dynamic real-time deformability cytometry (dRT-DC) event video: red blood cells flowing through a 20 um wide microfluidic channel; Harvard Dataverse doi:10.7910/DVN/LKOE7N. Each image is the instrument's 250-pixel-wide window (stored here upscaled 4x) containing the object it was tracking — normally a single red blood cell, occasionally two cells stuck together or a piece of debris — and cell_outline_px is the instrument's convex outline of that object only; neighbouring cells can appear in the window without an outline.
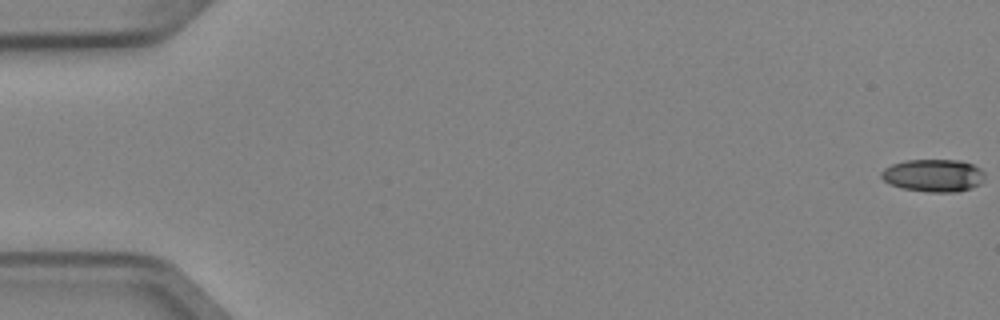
{"species": "Egyptian fruit bat (a non-hibernating species)", "species_latin": "Rousettus aegyptiacus", "temperature_condition": "cold", "stored_images_in_passage": 5, "camera_frame_rate_fps": 3000, "um_per_image_px": 0.085, "animal": {"sex": "female"}, "frame": {"image": 1, "passage_image": 1, "time_ms": 0.0, "image_size_px": [1000, 320], "cell_outline_px": [[984, 180], [980, 184], [972, 188], [956, 192], [928, 192], [904, 188], [888, 184], [880, 176], [880, 172], [884, 168], [892, 164], [904, 160], [960, 160], [972, 164], [980, 168], [984, 172]], "centroid_in_image_um": [79.34, 14.91], "position_along_channel_um": 5.7, "area_um2": 19.83}}
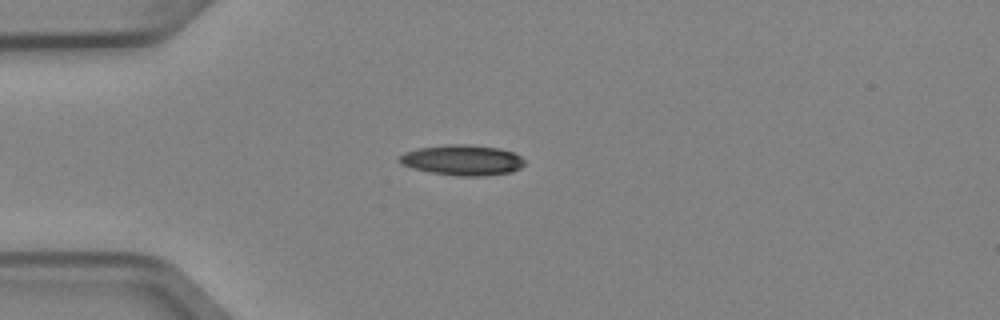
{"frame": {"image": 2, "passage_image": 5, "time_ms": 1.333, "image_size_px": [1000, 320], "cell_outline_px": [[524, 164], [520, 168], [512, 172], [480, 176], [456, 176], [432, 172], [412, 168], [400, 164], [396, 160], [404, 152], [416, 148], [448, 144], [464, 144], [500, 148], [512, 152], [520, 156], [524, 160]], "centroid_in_image_um": [39.27, 13.6], "position_along_channel_um": 45.7, "area_um2": 22.31}}